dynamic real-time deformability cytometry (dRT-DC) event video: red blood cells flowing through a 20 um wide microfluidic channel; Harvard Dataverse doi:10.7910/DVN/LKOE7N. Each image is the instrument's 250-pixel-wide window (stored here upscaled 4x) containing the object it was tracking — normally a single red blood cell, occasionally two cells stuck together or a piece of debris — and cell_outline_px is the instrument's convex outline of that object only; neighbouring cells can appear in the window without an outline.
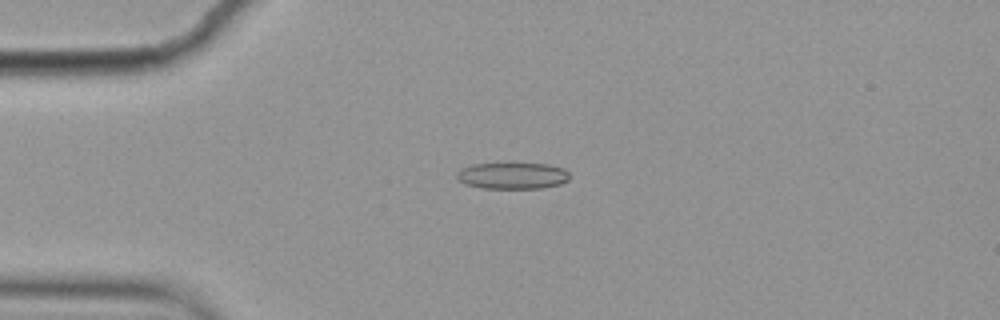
{"species": "common noctule bat (a hibernating species)", "species_latin": "Nyctalus noctula", "temperature_condition": "cold", "stored_images_in_passage": 6, "camera_frame_rate_fps": 3000, "um_per_image_px": 0.085, "animal": {"sex": "female", "body_mass_g": 19.9}, "frame": {"image": 1, "passage_image": 4, "time_ms": 1.0, "image_size_px": [1000, 320], "cell_outline_px": [[568, 180], [560, 184], [544, 188], [480, 188], [464, 184], [456, 176], [456, 172], [460, 168], [472, 164], [548, 164], [564, 168], [568, 172]], "centroid_in_image_um": [43.54, 14.94], "position_along_channel_um": 41.5, "area_um2": 17.4}}
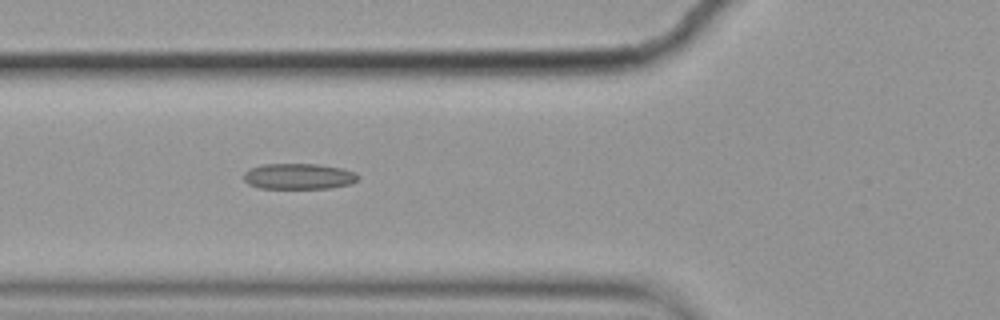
{"frame": {"image": 2, "passage_image": 6, "time_ms": 1.667, "image_size_px": [1000, 320], "cell_outline_px": [[360, 176], [352, 184], [328, 188], [260, 188], [248, 184], [244, 180], [244, 172], [248, 168], [264, 164], [316, 164], [340, 168], [356, 172]], "centroid_in_image_um": [25.38, 14.99], "position_along_channel_um": 100.4, "area_um2": 17.22}}